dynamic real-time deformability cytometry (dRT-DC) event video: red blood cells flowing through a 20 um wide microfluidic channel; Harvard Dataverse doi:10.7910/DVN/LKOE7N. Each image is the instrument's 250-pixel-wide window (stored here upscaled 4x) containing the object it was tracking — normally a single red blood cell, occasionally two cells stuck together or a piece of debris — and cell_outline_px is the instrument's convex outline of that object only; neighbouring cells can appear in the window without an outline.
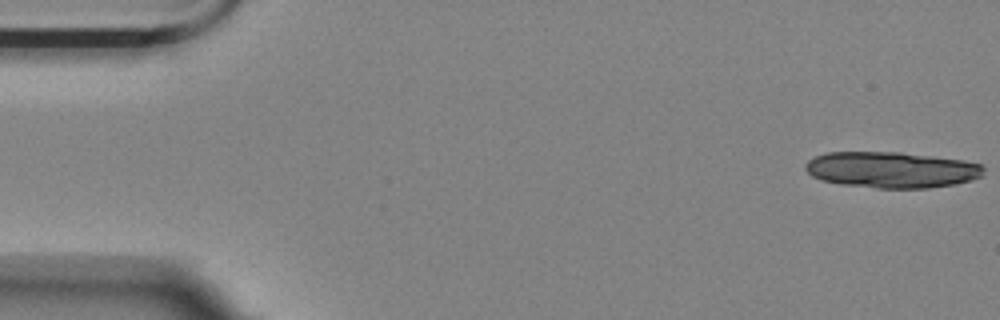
{"species": "Egyptian fruit bat (a non-hibernating species)", "species_latin": "Rousettus aegyptiacus", "temperature_condition": "room temperature", "stored_images_in_passage": 15, "camera_frame_rate_fps": 3000, "um_per_image_px": 0.085, "animal": {"sex": "female"}, "frame": {"image": 1, "passage_image": 1, "time_ms": 0.0, "image_size_px": [1000, 320], "cell_outline_px": [[984, 176], [972, 180], [956, 184], [928, 188], [876, 188], [840, 184], [820, 180], [812, 176], [804, 168], [804, 164], [808, 160], [824, 152], [900, 152], [960, 160], [980, 164], [984, 168]], "centroid_in_image_um": [75.76, 14.44], "position_along_channel_um": 9.2, "area_um2": 37.63}}